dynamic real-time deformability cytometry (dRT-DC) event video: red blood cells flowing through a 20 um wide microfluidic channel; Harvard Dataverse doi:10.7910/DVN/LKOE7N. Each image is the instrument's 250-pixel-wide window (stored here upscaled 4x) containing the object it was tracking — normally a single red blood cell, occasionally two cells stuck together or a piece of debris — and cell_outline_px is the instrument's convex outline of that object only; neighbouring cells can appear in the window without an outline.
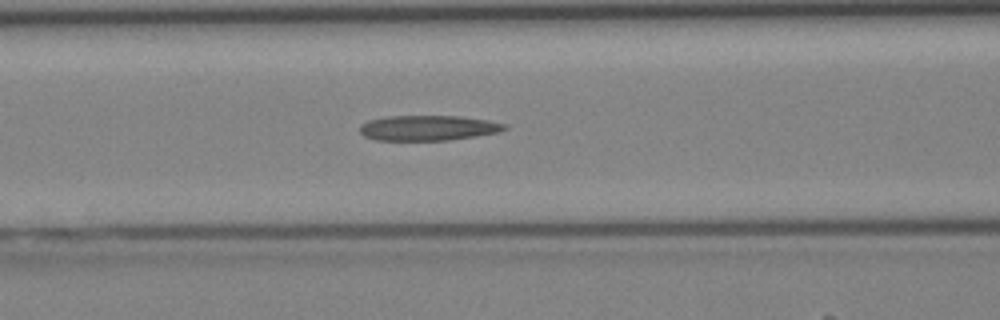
{"species": "Egyptian fruit bat (a non-hibernating species)", "species_latin": "Rousettus aegyptiacus", "temperature_condition": "cold", "stored_images_in_passage": 42, "segment_of_instrument_passage": [1, 2], "camera_frame_rate_fps": 3000, "um_per_image_px": 0.085, "animal": {"sex": "female"}, "frame": {"image": 1, "passage_image": 17, "time_ms": 5.333, "image_size_px": [1000, 320], "cell_outline_px": [[508, 128], [496, 132], [476, 136], [448, 140], [376, 140], [364, 136], [360, 132], [360, 124], [368, 120], [384, 116], [460, 116], [488, 120], [508, 124]], "centroid_in_image_um": [36.37, 10.86], "position_along_channel_um": 130.2, "area_um2": 21.33}}
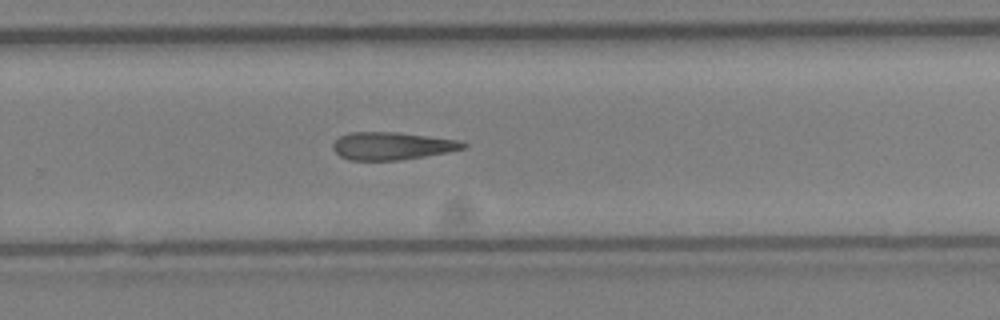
{"frame": {"image": 2, "passage_image": 27, "time_ms": 8.667, "image_size_px": [1000, 320], "cell_outline_px": [[468, 144], [464, 148], [424, 156], [400, 160], [348, 160], [340, 156], [332, 148], [332, 144], [340, 136], [348, 132], [396, 132], [456, 140]], "centroid_in_image_um": [33.24, 12.4], "position_along_channel_um": 296.6, "area_um2": 20.69}}
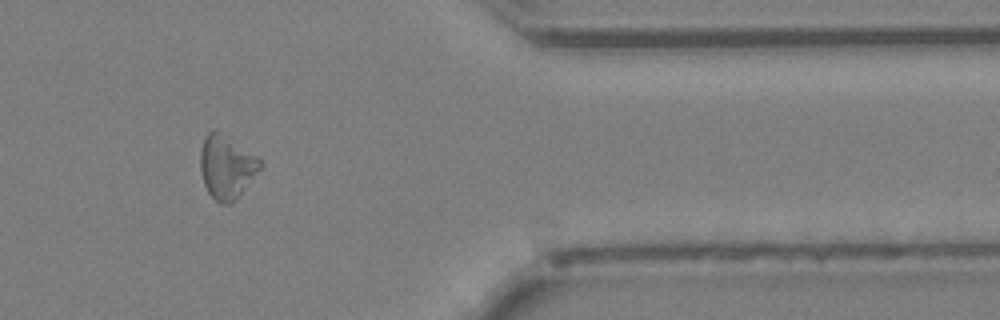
{"frame": {"image": 3, "passage_image": 34, "time_ms": 11.0, "image_size_px": [1000, 320], "cell_outline_px": [[260, 168], [240, 192], [228, 204], [220, 204], [208, 192], [204, 184], [200, 172], [200, 152], [204, 136], [212, 128], [216, 128], [260, 156]], "centroid_in_image_um": [19.22, 14.09], "position_along_channel_um": 392.2, "area_um2": 22.08}}